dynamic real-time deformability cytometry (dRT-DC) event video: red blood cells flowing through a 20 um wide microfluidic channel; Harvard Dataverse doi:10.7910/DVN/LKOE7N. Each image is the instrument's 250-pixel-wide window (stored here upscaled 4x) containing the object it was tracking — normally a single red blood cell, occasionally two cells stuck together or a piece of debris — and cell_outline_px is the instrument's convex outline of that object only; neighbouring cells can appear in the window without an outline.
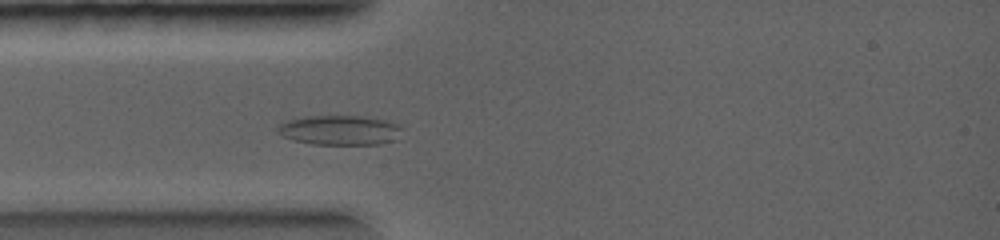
{"species": "common noctule bat (a hibernating species)", "species_latin": "Nyctalus noctula", "temperature_condition": "warm", "stored_images_in_passage": 37, "camera_frame_rate_fps": 5000, "um_per_image_px": 0.085, "animal": {"sex": "female", "body_mass_g": 19.0, "forearm_length_mm": 56.7}, "frame": {"image": 1, "passage_image": 11, "time_ms": 1.6, "image_size_px": [1000, 240], "cell_outline_px": [[400, 128], [396, 140], [380, 144], [312, 144], [296, 140], [284, 136], [276, 128], [280, 124], [288, 120], [304, 116], [360, 116], [384, 120], [400, 124]], "centroid_in_image_um": [28.89, 11.06], "position_along_channel_um": 56.1, "area_um2": 21.21}}
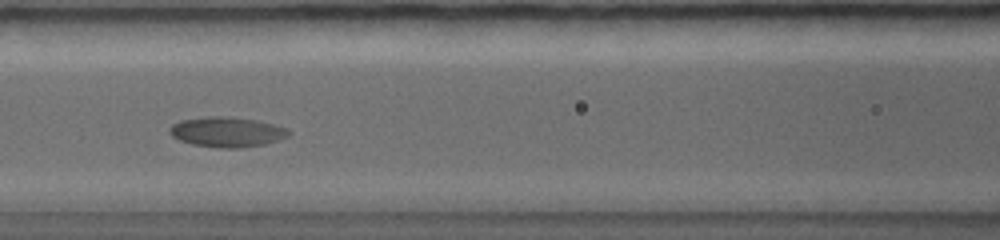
{"frame": {"image": 2, "passage_image": 20, "time_ms": 3.2, "image_size_px": [1000, 240], "cell_outline_px": [[292, 132], [288, 136], [264, 144], [240, 148], [216, 148], [192, 144], [180, 140], [172, 136], [168, 132], [172, 124], [180, 120], [204, 116], [228, 116], [256, 120], [272, 124], [284, 128]], "centroid_in_image_um": [19.24, 11.21], "position_along_channel_um": 147.4, "area_um2": 20.87}}